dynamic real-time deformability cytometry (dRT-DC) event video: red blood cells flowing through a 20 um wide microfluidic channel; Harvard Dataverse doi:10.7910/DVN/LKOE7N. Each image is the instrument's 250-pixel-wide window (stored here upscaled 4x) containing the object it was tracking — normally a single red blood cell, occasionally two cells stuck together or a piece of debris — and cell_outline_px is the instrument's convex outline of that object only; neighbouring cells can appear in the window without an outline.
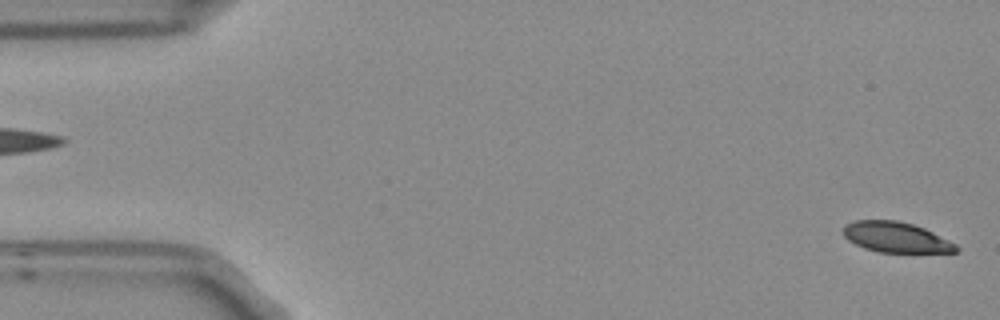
{"species": "Egyptian fruit bat (a non-hibernating species)", "species_latin": "Rousettus aegyptiacus", "temperature_condition": "room temperature", "stored_images_in_passage": 3, "camera_frame_rate_fps": 3000, "um_per_image_px": 0.085, "frame": {"image": 1, "passage_image": 3, "time_ms": 0.667, "image_size_px": [1000, 320], "cell_outline_px": [[960, 248], [956, 252], [880, 252], [864, 248], [848, 240], [840, 232], [844, 224], [856, 220], [896, 220], [912, 224], [924, 228], [956, 244]], "centroid_in_image_um": [76.11, 20.16], "position_along_channel_um": 8.9, "area_um2": 20.0}}